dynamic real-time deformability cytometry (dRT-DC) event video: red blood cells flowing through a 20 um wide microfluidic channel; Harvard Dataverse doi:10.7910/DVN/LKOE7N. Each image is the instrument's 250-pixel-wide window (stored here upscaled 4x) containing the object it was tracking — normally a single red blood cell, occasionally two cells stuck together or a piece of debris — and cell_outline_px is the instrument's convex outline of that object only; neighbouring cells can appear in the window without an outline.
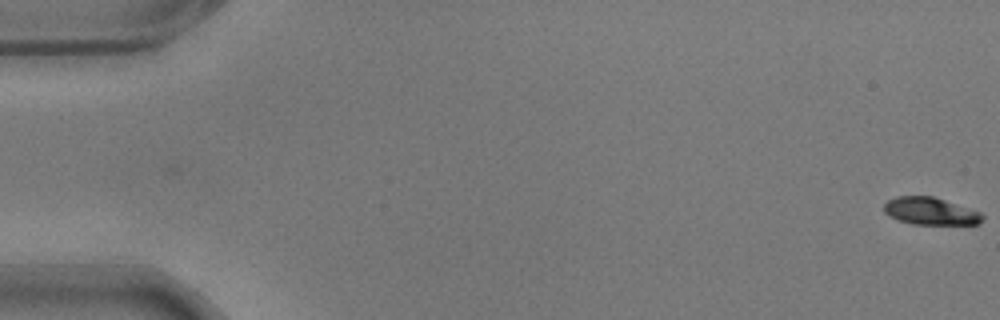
{"species": "common noctule bat (a hibernating species)", "species_latin": "Nyctalus noctula", "temperature_condition": "warm", "stored_images_in_passage": 58, "camera_frame_rate_fps": 3000, "um_per_image_px": 0.085, "animal": {"sex": "male", "body_mass_g": 17.9}, "frame": {"image": 1, "passage_image": 1, "time_ms": 0.0, "image_size_px": [1000, 320], "cell_outline_px": [[984, 216], [980, 224], [912, 224], [888, 216], [884, 212], [884, 204], [888, 200], [896, 196], [932, 196], [980, 212]], "centroid_in_image_um": [79.06, 17.95], "position_along_channel_um": 5.9, "area_um2": 15.55}}
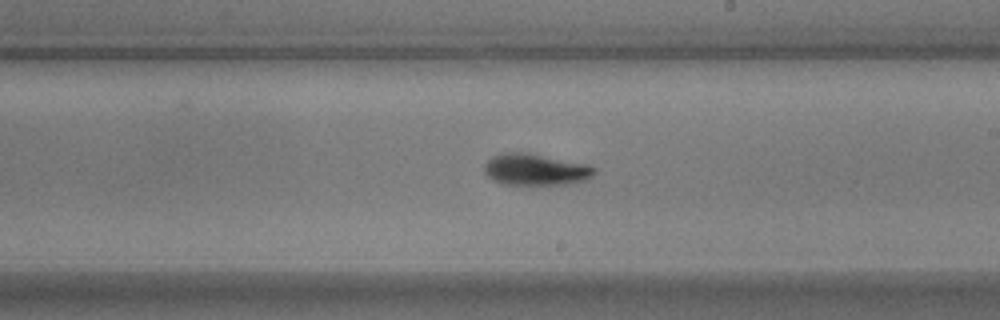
{"frame": {"image": 2, "passage_image": 34, "time_ms": 11.0, "image_size_px": [1000, 320], "cell_outline_px": [[596, 172], [592, 176], [584, 180], [568, 184], [504, 184], [492, 180], [484, 172], [484, 164], [492, 156], [500, 152], [528, 152], [588, 164], [596, 168]], "centroid_in_image_um": [45.5, 14.39], "position_along_channel_um": 243.5, "area_um2": 20.4}}
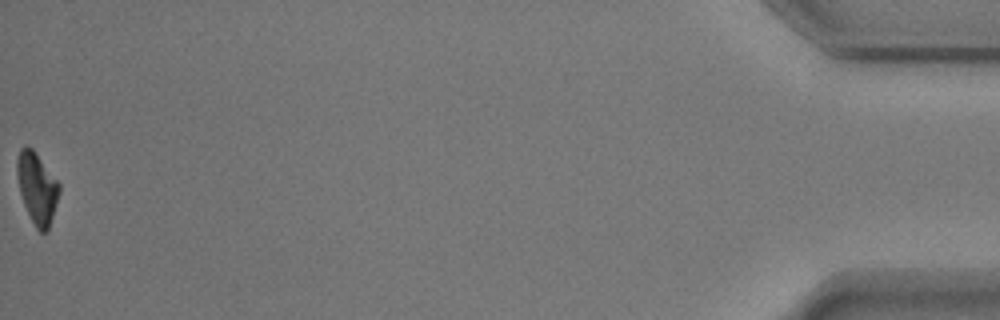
{"frame": {"image": 3, "passage_image": 58, "time_ms": 19.0, "image_size_px": [1000, 320], "cell_outline_px": [[60, 192], [48, 232], [40, 232], [36, 228], [24, 204], [20, 192], [16, 176], [16, 160], [20, 148], [28, 144], [32, 148], [60, 184]], "centroid_in_image_um": [3.14, 15.97], "position_along_channel_um": 432.1, "area_um2": 17.51}, "authors_computed_cell_mechanics": {"area_um2": 18.3804, "velocity_mm_per_s": 3.5717, "shape_relaxation_time_tau1_ms": 2.2388, "shape_relaxation_time_tau2_ms": 4.8628, "deformation_change_tau1": 0.151, "deformation_change_tau2": 0.0915}}